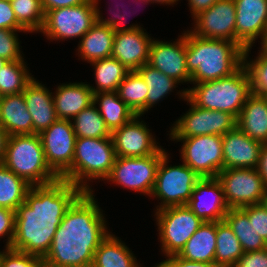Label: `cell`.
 Here are the masks:
<instances>
[{
	"label": "cell",
	"mask_w": 267,
	"mask_h": 267,
	"mask_svg": "<svg viewBox=\"0 0 267 267\" xmlns=\"http://www.w3.org/2000/svg\"><path fill=\"white\" fill-rule=\"evenodd\" d=\"M84 191L59 178L46 185L31 186L25 202L15 211L11 249L44 258L65 213Z\"/></svg>",
	"instance_id": "cell-1"
},
{
	"label": "cell",
	"mask_w": 267,
	"mask_h": 267,
	"mask_svg": "<svg viewBox=\"0 0 267 267\" xmlns=\"http://www.w3.org/2000/svg\"><path fill=\"white\" fill-rule=\"evenodd\" d=\"M93 191H84L69 207L54 234L43 267H91L95 250L110 233Z\"/></svg>",
	"instance_id": "cell-2"
},
{
	"label": "cell",
	"mask_w": 267,
	"mask_h": 267,
	"mask_svg": "<svg viewBox=\"0 0 267 267\" xmlns=\"http://www.w3.org/2000/svg\"><path fill=\"white\" fill-rule=\"evenodd\" d=\"M186 66L191 83H203L231 76L243 65L244 50L224 39L201 38L185 31Z\"/></svg>",
	"instance_id": "cell-3"
},
{
	"label": "cell",
	"mask_w": 267,
	"mask_h": 267,
	"mask_svg": "<svg viewBox=\"0 0 267 267\" xmlns=\"http://www.w3.org/2000/svg\"><path fill=\"white\" fill-rule=\"evenodd\" d=\"M251 94L250 77L243 65L231 76L187 88V98L195 106L227 112L236 119Z\"/></svg>",
	"instance_id": "cell-4"
},
{
	"label": "cell",
	"mask_w": 267,
	"mask_h": 267,
	"mask_svg": "<svg viewBox=\"0 0 267 267\" xmlns=\"http://www.w3.org/2000/svg\"><path fill=\"white\" fill-rule=\"evenodd\" d=\"M115 159L112 138H76L72 166L61 179L83 191H94L89 181L105 180L111 173Z\"/></svg>",
	"instance_id": "cell-5"
},
{
	"label": "cell",
	"mask_w": 267,
	"mask_h": 267,
	"mask_svg": "<svg viewBox=\"0 0 267 267\" xmlns=\"http://www.w3.org/2000/svg\"><path fill=\"white\" fill-rule=\"evenodd\" d=\"M2 164L31 186L46 185L59 179L45 160L38 134L9 136Z\"/></svg>",
	"instance_id": "cell-6"
},
{
	"label": "cell",
	"mask_w": 267,
	"mask_h": 267,
	"mask_svg": "<svg viewBox=\"0 0 267 267\" xmlns=\"http://www.w3.org/2000/svg\"><path fill=\"white\" fill-rule=\"evenodd\" d=\"M169 154L162 156L157 170L155 185L150 197L160 200L156 210L186 205L195 184L201 179L189 166L168 165Z\"/></svg>",
	"instance_id": "cell-7"
},
{
	"label": "cell",
	"mask_w": 267,
	"mask_h": 267,
	"mask_svg": "<svg viewBox=\"0 0 267 267\" xmlns=\"http://www.w3.org/2000/svg\"><path fill=\"white\" fill-rule=\"evenodd\" d=\"M180 99L190 104L186 113L170 128V138H189L202 135L223 136L236 127L237 119L227 112L213 111L195 106L187 98V89L178 91Z\"/></svg>",
	"instance_id": "cell-8"
},
{
	"label": "cell",
	"mask_w": 267,
	"mask_h": 267,
	"mask_svg": "<svg viewBox=\"0 0 267 267\" xmlns=\"http://www.w3.org/2000/svg\"><path fill=\"white\" fill-rule=\"evenodd\" d=\"M161 250L165 256L177 255L204 221L187 206H172L155 211Z\"/></svg>",
	"instance_id": "cell-9"
},
{
	"label": "cell",
	"mask_w": 267,
	"mask_h": 267,
	"mask_svg": "<svg viewBox=\"0 0 267 267\" xmlns=\"http://www.w3.org/2000/svg\"><path fill=\"white\" fill-rule=\"evenodd\" d=\"M166 153L160 147L154 154L143 157H116L111 173L105 179L123 188L151 196L158 166Z\"/></svg>",
	"instance_id": "cell-10"
},
{
	"label": "cell",
	"mask_w": 267,
	"mask_h": 267,
	"mask_svg": "<svg viewBox=\"0 0 267 267\" xmlns=\"http://www.w3.org/2000/svg\"><path fill=\"white\" fill-rule=\"evenodd\" d=\"M96 22L95 5L91 0L78 6L47 11L40 32L50 41L81 39Z\"/></svg>",
	"instance_id": "cell-11"
},
{
	"label": "cell",
	"mask_w": 267,
	"mask_h": 267,
	"mask_svg": "<svg viewBox=\"0 0 267 267\" xmlns=\"http://www.w3.org/2000/svg\"><path fill=\"white\" fill-rule=\"evenodd\" d=\"M170 140L183 142L180 158L201 178H216L223 170L222 136L202 135Z\"/></svg>",
	"instance_id": "cell-12"
},
{
	"label": "cell",
	"mask_w": 267,
	"mask_h": 267,
	"mask_svg": "<svg viewBox=\"0 0 267 267\" xmlns=\"http://www.w3.org/2000/svg\"><path fill=\"white\" fill-rule=\"evenodd\" d=\"M229 209L260 204L267 190L256 168L223 169L217 176Z\"/></svg>",
	"instance_id": "cell-13"
},
{
	"label": "cell",
	"mask_w": 267,
	"mask_h": 267,
	"mask_svg": "<svg viewBox=\"0 0 267 267\" xmlns=\"http://www.w3.org/2000/svg\"><path fill=\"white\" fill-rule=\"evenodd\" d=\"M45 160L61 178L72 166L76 134L71 120L58 119L40 134Z\"/></svg>",
	"instance_id": "cell-14"
},
{
	"label": "cell",
	"mask_w": 267,
	"mask_h": 267,
	"mask_svg": "<svg viewBox=\"0 0 267 267\" xmlns=\"http://www.w3.org/2000/svg\"><path fill=\"white\" fill-rule=\"evenodd\" d=\"M190 32L201 38L236 42V12L234 0H218L195 17Z\"/></svg>",
	"instance_id": "cell-15"
},
{
	"label": "cell",
	"mask_w": 267,
	"mask_h": 267,
	"mask_svg": "<svg viewBox=\"0 0 267 267\" xmlns=\"http://www.w3.org/2000/svg\"><path fill=\"white\" fill-rule=\"evenodd\" d=\"M141 115L134 116L122 127L114 130L111 137L116 157H143L154 154L161 146L152 135Z\"/></svg>",
	"instance_id": "cell-16"
},
{
	"label": "cell",
	"mask_w": 267,
	"mask_h": 267,
	"mask_svg": "<svg viewBox=\"0 0 267 267\" xmlns=\"http://www.w3.org/2000/svg\"><path fill=\"white\" fill-rule=\"evenodd\" d=\"M148 64L181 84H191V75L186 66L185 32L173 43L153 38Z\"/></svg>",
	"instance_id": "cell-17"
},
{
	"label": "cell",
	"mask_w": 267,
	"mask_h": 267,
	"mask_svg": "<svg viewBox=\"0 0 267 267\" xmlns=\"http://www.w3.org/2000/svg\"><path fill=\"white\" fill-rule=\"evenodd\" d=\"M236 43L245 50L264 39L267 24V0H234Z\"/></svg>",
	"instance_id": "cell-18"
},
{
	"label": "cell",
	"mask_w": 267,
	"mask_h": 267,
	"mask_svg": "<svg viewBox=\"0 0 267 267\" xmlns=\"http://www.w3.org/2000/svg\"><path fill=\"white\" fill-rule=\"evenodd\" d=\"M207 195L212 196L209 197L210 200ZM186 205L204 222L222 221L229 210L224 199L222 184L217 177L201 178L195 184Z\"/></svg>",
	"instance_id": "cell-19"
},
{
	"label": "cell",
	"mask_w": 267,
	"mask_h": 267,
	"mask_svg": "<svg viewBox=\"0 0 267 267\" xmlns=\"http://www.w3.org/2000/svg\"><path fill=\"white\" fill-rule=\"evenodd\" d=\"M223 169L256 168L263 143L249 138L237 126L222 136Z\"/></svg>",
	"instance_id": "cell-20"
},
{
	"label": "cell",
	"mask_w": 267,
	"mask_h": 267,
	"mask_svg": "<svg viewBox=\"0 0 267 267\" xmlns=\"http://www.w3.org/2000/svg\"><path fill=\"white\" fill-rule=\"evenodd\" d=\"M144 28L116 33L111 57L121 62L129 71H137L149 61L152 38Z\"/></svg>",
	"instance_id": "cell-21"
},
{
	"label": "cell",
	"mask_w": 267,
	"mask_h": 267,
	"mask_svg": "<svg viewBox=\"0 0 267 267\" xmlns=\"http://www.w3.org/2000/svg\"><path fill=\"white\" fill-rule=\"evenodd\" d=\"M33 78L23 91L24 99L33 121V134L40 135L58 120L53 93Z\"/></svg>",
	"instance_id": "cell-22"
},
{
	"label": "cell",
	"mask_w": 267,
	"mask_h": 267,
	"mask_svg": "<svg viewBox=\"0 0 267 267\" xmlns=\"http://www.w3.org/2000/svg\"><path fill=\"white\" fill-rule=\"evenodd\" d=\"M53 102L58 119L72 120L93 103V92L87 82L62 83L53 92Z\"/></svg>",
	"instance_id": "cell-23"
},
{
	"label": "cell",
	"mask_w": 267,
	"mask_h": 267,
	"mask_svg": "<svg viewBox=\"0 0 267 267\" xmlns=\"http://www.w3.org/2000/svg\"><path fill=\"white\" fill-rule=\"evenodd\" d=\"M0 125L11 135L33 134V121L23 92L2 96L0 101Z\"/></svg>",
	"instance_id": "cell-24"
},
{
	"label": "cell",
	"mask_w": 267,
	"mask_h": 267,
	"mask_svg": "<svg viewBox=\"0 0 267 267\" xmlns=\"http://www.w3.org/2000/svg\"><path fill=\"white\" fill-rule=\"evenodd\" d=\"M236 126L249 138L267 143V97L252 93L237 117Z\"/></svg>",
	"instance_id": "cell-25"
},
{
	"label": "cell",
	"mask_w": 267,
	"mask_h": 267,
	"mask_svg": "<svg viewBox=\"0 0 267 267\" xmlns=\"http://www.w3.org/2000/svg\"><path fill=\"white\" fill-rule=\"evenodd\" d=\"M111 232L95 250L91 267H141L125 243Z\"/></svg>",
	"instance_id": "cell-26"
},
{
	"label": "cell",
	"mask_w": 267,
	"mask_h": 267,
	"mask_svg": "<svg viewBox=\"0 0 267 267\" xmlns=\"http://www.w3.org/2000/svg\"><path fill=\"white\" fill-rule=\"evenodd\" d=\"M216 222H203L178 254L189 261L215 263Z\"/></svg>",
	"instance_id": "cell-27"
},
{
	"label": "cell",
	"mask_w": 267,
	"mask_h": 267,
	"mask_svg": "<svg viewBox=\"0 0 267 267\" xmlns=\"http://www.w3.org/2000/svg\"><path fill=\"white\" fill-rule=\"evenodd\" d=\"M114 35L109 27L96 22L79 41V57L88 63L111 57Z\"/></svg>",
	"instance_id": "cell-28"
},
{
	"label": "cell",
	"mask_w": 267,
	"mask_h": 267,
	"mask_svg": "<svg viewBox=\"0 0 267 267\" xmlns=\"http://www.w3.org/2000/svg\"><path fill=\"white\" fill-rule=\"evenodd\" d=\"M93 103L99 105L96 107L111 133L136 116L116 91L93 94Z\"/></svg>",
	"instance_id": "cell-29"
},
{
	"label": "cell",
	"mask_w": 267,
	"mask_h": 267,
	"mask_svg": "<svg viewBox=\"0 0 267 267\" xmlns=\"http://www.w3.org/2000/svg\"><path fill=\"white\" fill-rule=\"evenodd\" d=\"M238 238L244 252L267 248V242L256 232L248 215L240 209H229L223 219Z\"/></svg>",
	"instance_id": "cell-30"
},
{
	"label": "cell",
	"mask_w": 267,
	"mask_h": 267,
	"mask_svg": "<svg viewBox=\"0 0 267 267\" xmlns=\"http://www.w3.org/2000/svg\"><path fill=\"white\" fill-rule=\"evenodd\" d=\"M94 68L96 87L90 86L93 94L99 92H115L130 72L117 59L109 57L90 63Z\"/></svg>",
	"instance_id": "cell-31"
},
{
	"label": "cell",
	"mask_w": 267,
	"mask_h": 267,
	"mask_svg": "<svg viewBox=\"0 0 267 267\" xmlns=\"http://www.w3.org/2000/svg\"><path fill=\"white\" fill-rule=\"evenodd\" d=\"M243 253V248L229 225L224 220L216 222L215 265L233 267Z\"/></svg>",
	"instance_id": "cell-32"
},
{
	"label": "cell",
	"mask_w": 267,
	"mask_h": 267,
	"mask_svg": "<svg viewBox=\"0 0 267 267\" xmlns=\"http://www.w3.org/2000/svg\"><path fill=\"white\" fill-rule=\"evenodd\" d=\"M148 87L137 71H130L117 88L118 97L135 115H144L147 111Z\"/></svg>",
	"instance_id": "cell-33"
},
{
	"label": "cell",
	"mask_w": 267,
	"mask_h": 267,
	"mask_svg": "<svg viewBox=\"0 0 267 267\" xmlns=\"http://www.w3.org/2000/svg\"><path fill=\"white\" fill-rule=\"evenodd\" d=\"M30 187L24 179L0 164V207L16 211L25 202Z\"/></svg>",
	"instance_id": "cell-34"
},
{
	"label": "cell",
	"mask_w": 267,
	"mask_h": 267,
	"mask_svg": "<svg viewBox=\"0 0 267 267\" xmlns=\"http://www.w3.org/2000/svg\"><path fill=\"white\" fill-rule=\"evenodd\" d=\"M137 72L141 75L148 87L147 112L164 97L173 92L179 84L175 79L168 77L148 63L141 66Z\"/></svg>",
	"instance_id": "cell-35"
},
{
	"label": "cell",
	"mask_w": 267,
	"mask_h": 267,
	"mask_svg": "<svg viewBox=\"0 0 267 267\" xmlns=\"http://www.w3.org/2000/svg\"><path fill=\"white\" fill-rule=\"evenodd\" d=\"M71 122L76 138H112L94 103L78 113Z\"/></svg>",
	"instance_id": "cell-36"
},
{
	"label": "cell",
	"mask_w": 267,
	"mask_h": 267,
	"mask_svg": "<svg viewBox=\"0 0 267 267\" xmlns=\"http://www.w3.org/2000/svg\"><path fill=\"white\" fill-rule=\"evenodd\" d=\"M23 60L9 61L0 70V94L2 96L22 93L34 78Z\"/></svg>",
	"instance_id": "cell-37"
},
{
	"label": "cell",
	"mask_w": 267,
	"mask_h": 267,
	"mask_svg": "<svg viewBox=\"0 0 267 267\" xmlns=\"http://www.w3.org/2000/svg\"><path fill=\"white\" fill-rule=\"evenodd\" d=\"M18 23L29 33H38L43 27L45 12L42 0H10Z\"/></svg>",
	"instance_id": "cell-38"
},
{
	"label": "cell",
	"mask_w": 267,
	"mask_h": 267,
	"mask_svg": "<svg viewBox=\"0 0 267 267\" xmlns=\"http://www.w3.org/2000/svg\"><path fill=\"white\" fill-rule=\"evenodd\" d=\"M251 49L246 48L243 53V66L250 77L251 91L255 95L267 97V54L261 49L256 59L248 60Z\"/></svg>",
	"instance_id": "cell-39"
},
{
	"label": "cell",
	"mask_w": 267,
	"mask_h": 267,
	"mask_svg": "<svg viewBox=\"0 0 267 267\" xmlns=\"http://www.w3.org/2000/svg\"><path fill=\"white\" fill-rule=\"evenodd\" d=\"M136 1V4H138L137 2H139V3H143V5L144 4H148V3H151L152 4V2L150 1V0H134V2ZM95 5V10H96V21L98 22V23H100V24H102V25H105V26H107V27H109L110 28V30L114 33V34H116V33H121V32H129V31H135V30H138V29H141V28H143V27H141V26H139L138 24H132V25H128V26H126V27H124V26H122V25H124V22L126 23V21H123L125 18H127L126 17V15H127V12H125L126 10H125V6H123L122 4V7L124 8V9H122L123 10V13L124 14H122V12L120 11V7H119V5H117L116 6V8H117V13L116 12H114V10L112 11V10H110V11H112L113 12V14H114V16H112L111 18H105V19H103L104 17H103V15L100 13V8L98 7L99 5L98 4H94ZM115 9V8H114ZM119 11V12H118ZM121 12V13H120ZM129 13H131V12H129ZM128 13V14H129ZM112 15V14H111Z\"/></svg>",
	"instance_id": "cell-40"
},
{
	"label": "cell",
	"mask_w": 267,
	"mask_h": 267,
	"mask_svg": "<svg viewBox=\"0 0 267 267\" xmlns=\"http://www.w3.org/2000/svg\"><path fill=\"white\" fill-rule=\"evenodd\" d=\"M0 267H43L42 258L6 248L0 251Z\"/></svg>",
	"instance_id": "cell-41"
},
{
	"label": "cell",
	"mask_w": 267,
	"mask_h": 267,
	"mask_svg": "<svg viewBox=\"0 0 267 267\" xmlns=\"http://www.w3.org/2000/svg\"><path fill=\"white\" fill-rule=\"evenodd\" d=\"M17 30L0 29V57L7 61L23 60Z\"/></svg>",
	"instance_id": "cell-42"
},
{
	"label": "cell",
	"mask_w": 267,
	"mask_h": 267,
	"mask_svg": "<svg viewBox=\"0 0 267 267\" xmlns=\"http://www.w3.org/2000/svg\"><path fill=\"white\" fill-rule=\"evenodd\" d=\"M249 217L256 232L267 242V209L260 204H253L241 208Z\"/></svg>",
	"instance_id": "cell-43"
},
{
	"label": "cell",
	"mask_w": 267,
	"mask_h": 267,
	"mask_svg": "<svg viewBox=\"0 0 267 267\" xmlns=\"http://www.w3.org/2000/svg\"><path fill=\"white\" fill-rule=\"evenodd\" d=\"M15 233V211L0 207V238L7 236L6 248H10Z\"/></svg>",
	"instance_id": "cell-44"
},
{
	"label": "cell",
	"mask_w": 267,
	"mask_h": 267,
	"mask_svg": "<svg viewBox=\"0 0 267 267\" xmlns=\"http://www.w3.org/2000/svg\"><path fill=\"white\" fill-rule=\"evenodd\" d=\"M0 29L27 31L18 23L10 0H0Z\"/></svg>",
	"instance_id": "cell-45"
},
{
	"label": "cell",
	"mask_w": 267,
	"mask_h": 267,
	"mask_svg": "<svg viewBox=\"0 0 267 267\" xmlns=\"http://www.w3.org/2000/svg\"><path fill=\"white\" fill-rule=\"evenodd\" d=\"M233 267H267V248L244 252Z\"/></svg>",
	"instance_id": "cell-46"
},
{
	"label": "cell",
	"mask_w": 267,
	"mask_h": 267,
	"mask_svg": "<svg viewBox=\"0 0 267 267\" xmlns=\"http://www.w3.org/2000/svg\"><path fill=\"white\" fill-rule=\"evenodd\" d=\"M166 260L155 264L154 267H217L215 263L189 261L177 255L166 256Z\"/></svg>",
	"instance_id": "cell-47"
},
{
	"label": "cell",
	"mask_w": 267,
	"mask_h": 267,
	"mask_svg": "<svg viewBox=\"0 0 267 267\" xmlns=\"http://www.w3.org/2000/svg\"><path fill=\"white\" fill-rule=\"evenodd\" d=\"M91 0H42L43 11L46 13L51 9L78 6L83 3H88ZM94 4H98L100 0H92Z\"/></svg>",
	"instance_id": "cell-48"
},
{
	"label": "cell",
	"mask_w": 267,
	"mask_h": 267,
	"mask_svg": "<svg viewBox=\"0 0 267 267\" xmlns=\"http://www.w3.org/2000/svg\"><path fill=\"white\" fill-rule=\"evenodd\" d=\"M218 0H188V6L190 7V13L192 18L200 12L210 8Z\"/></svg>",
	"instance_id": "cell-49"
},
{
	"label": "cell",
	"mask_w": 267,
	"mask_h": 267,
	"mask_svg": "<svg viewBox=\"0 0 267 267\" xmlns=\"http://www.w3.org/2000/svg\"><path fill=\"white\" fill-rule=\"evenodd\" d=\"M259 175L262 177L265 186L267 187V143H263L258 165L256 167Z\"/></svg>",
	"instance_id": "cell-50"
},
{
	"label": "cell",
	"mask_w": 267,
	"mask_h": 267,
	"mask_svg": "<svg viewBox=\"0 0 267 267\" xmlns=\"http://www.w3.org/2000/svg\"><path fill=\"white\" fill-rule=\"evenodd\" d=\"M8 138H9V134L0 125V164H2L4 161Z\"/></svg>",
	"instance_id": "cell-51"
},
{
	"label": "cell",
	"mask_w": 267,
	"mask_h": 267,
	"mask_svg": "<svg viewBox=\"0 0 267 267\" xmlns=\"http://www.w3.org/2000/svg\"><path fill=\"white\" fill-rule=\"evenodd\" d=\"M150 1L152 3L173 5V4L177 3L179 0H150Z\"/></svg>",
	"instance_id": "cell-52"
},
{
	"label": "cell",
	"mask_w": 267,
	"mask_h": 267,
	"mask_svg": "<svg viewBox=\"0 0 267 267\" xmlns=\"http://www.w3.org/2000/svg\"><path fill=\"white\" fill-rule=\"evenodd\" d=\"M267 54V33H264V39L261 42V48Z\"/></svg>",
	"instance_id": "cell-53"
},
{
	"label": "cell",
	"mask_w": 267,
	"mask_h": 267,
	"mask_svg": "<svg viewBox=\"0 0 267 267\" xmlns=\"http://www.w3.org/2000/svg\"><path fill=\"white\" fill-rule=\"evenodd\" d=\"M9 61H7L5 58L0 57V70L8 63Z\"/></svg>",
	"instance_id": "cell-54"
},
{
	"label": "cell",
	"mask_w": 267,
	"mask_h": 267,
	"mask_svg": "<svg viewBox=\"0 0 267 267\" xmlns=\"http://www.w3.org/2000/svg\"><path fill=\"white\" fill-rule=\"evenodd\" d=\"M263 206L267 209V190L265 192V195L263 196V200L261 202Z\"/></svg>",
	"instance_id": "cell-55"
}]
</instances>
